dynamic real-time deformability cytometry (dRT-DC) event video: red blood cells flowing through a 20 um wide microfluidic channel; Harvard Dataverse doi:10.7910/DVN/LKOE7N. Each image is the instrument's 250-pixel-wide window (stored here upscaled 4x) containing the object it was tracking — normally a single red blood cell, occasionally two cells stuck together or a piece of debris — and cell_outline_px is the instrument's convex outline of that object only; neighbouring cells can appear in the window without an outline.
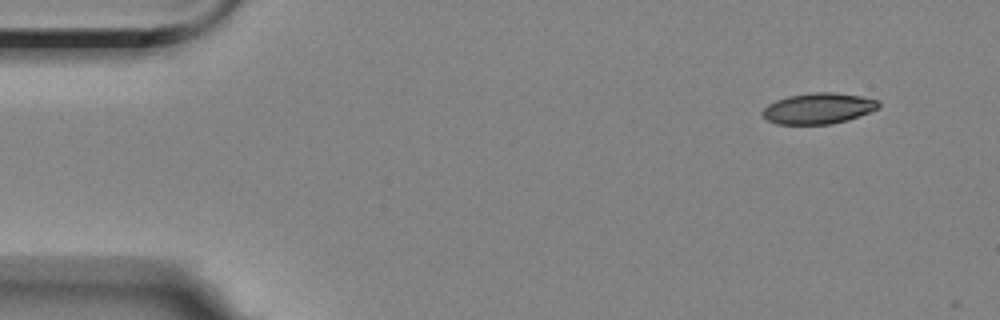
{"species": "Egyptian fruit bat (a non-hibernating species)", "species_latin": "Rousettus aegyptiacus", "temperature_condition": "room temperature", "stored_images_in_passage": 4, "camera_frame_rate_fps": 3000, "um_per_image_px": 0.085, "animal": {"sex": "female"}, "frame": {"image": 1, "passage_image": 1, "time_ms": 0.0, "image_size_px": [1000, 320], "cell_outline_px": [[880, 108], [848, 120], [832, 124], [776, 124], [768, 120], [760, 112], [768, 104], [776, 100], [788, 96], [812, 92], [832, 92], [860, 96], [880, 100]], "centroid_in_image_um": [69.58, 9.21], "position_along_channel_um": 15.4, "area_um2": 20.98}}
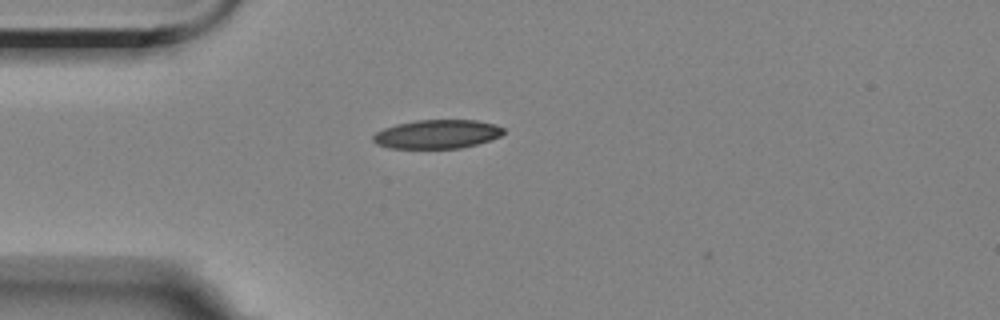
{"frame": {"image": 2, "passage_image": 4, "time_ms": 3.333, "image_size_px": [1000, 320], "cell_outline_px": [[504, 132], [500, 136], [476, 144], [460, 148], [388, 148], [376, 144], [372, 140], [372, 136], [376, 132], [384, 128], [396, 124], [416, 120], [476, 120], [496, 124], [504, 128]], "centroid_in_image_um": [37.13, 11.4], "position_along_channel_um": 47.9, "area_um2": 21.91}}